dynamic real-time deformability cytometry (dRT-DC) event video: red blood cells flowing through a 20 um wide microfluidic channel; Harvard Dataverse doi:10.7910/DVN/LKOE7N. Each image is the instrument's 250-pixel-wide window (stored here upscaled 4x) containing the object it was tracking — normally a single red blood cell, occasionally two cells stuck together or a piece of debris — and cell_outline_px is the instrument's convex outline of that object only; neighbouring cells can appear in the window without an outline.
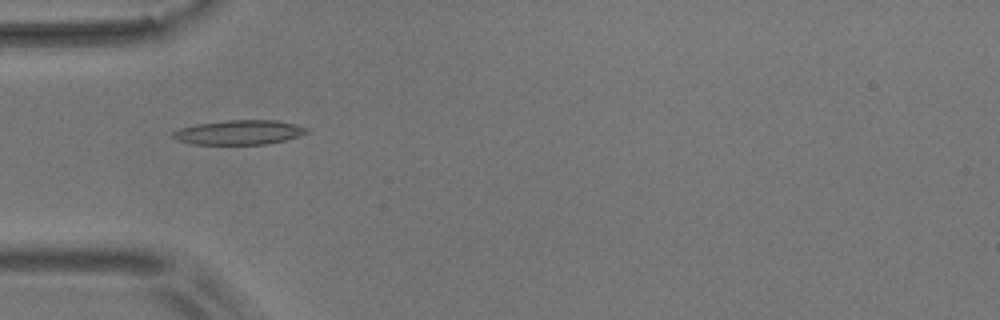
{"species": "common noctule bat (a hibernating species)", "species_latin": "Nyctalus noctula", "temperature_condition": "room temperature", "stored_images_in_passage": 46, "camera_frame_rate_fps": 3000, "um_per_image_px": 0.085, "animal": {"sex": "male", "body_mass_g": 17.9}, "frame": {"image": 1, "passage_image": 8, "time_ms": 2.333, "image_size_px": [1000, 320], "cell_outline_px": [[308, 132], [284, 140], [268, 144], [192, 144], [180, 140], [172, 136], [172, 132], [180, 128], [196, 124], [228, 120], [276, 120], [296, 124], [308, 128]], "centroid_in_image_um": [20.33, 11.24], "position_along_channel_um": 64.7, "area_um2": 18.9}}
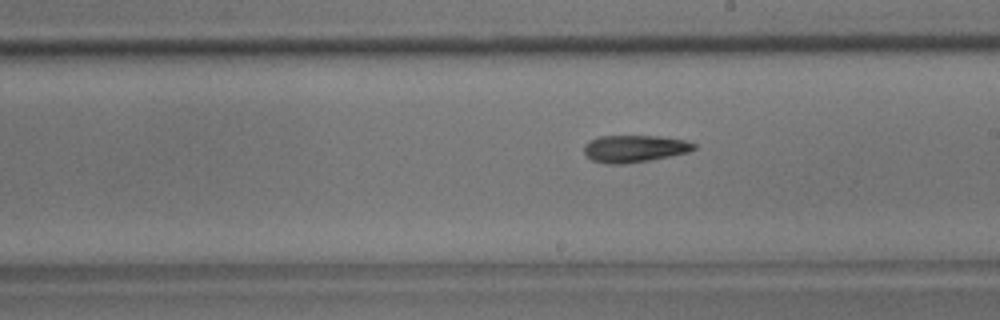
{"frame": {"image": 2, "passage_image": 22, "time_ms": 7.0, "image_size_px": [1000, 320], "cell_outline_px": [[696, 148], [688, 152], [672, 156], [624, 164], [608, 164], [592, 160], [584, 152], [584, 144], [588, 140], [600, 136], [660, 136], [684, 140], [696, 144]], "centroid_in_image_um": [53.92, 12.63], "position_along_channel_um": 235.1, "area_um2": 17.4}}
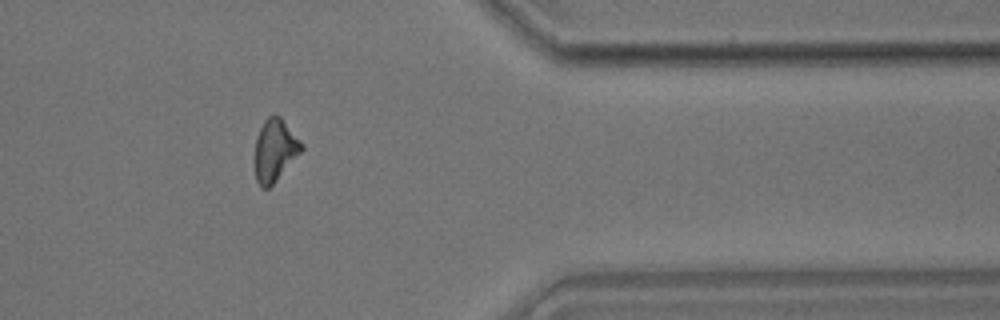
{"frame": {"image": 3, "passage_image": 36, "time_ms": 11.667, "image_size_px": [1000, 320], "cell_outline_px": [[304, 148], [276, 180], [268, 188], [260, 188], [256, 180], [256, 136], [264, 120], [272, 112], [280, 116], [304, 144]], "centroid_in_image_um": [23.37, 12.72], "position_along_channel_um": 388.0, "area_um2": 16.76}, "authors_computed_cell_mechanics": {"area_um2": 17.0799, "velocity_mm_per_s": 3.6634, "shape_relaxation_time_tau1_ms": 6.4058, "shape_relaxation_time_tau2_ms": null, "deformation_change_tau1": 0.1577, "deformation_change_tau2": null}}